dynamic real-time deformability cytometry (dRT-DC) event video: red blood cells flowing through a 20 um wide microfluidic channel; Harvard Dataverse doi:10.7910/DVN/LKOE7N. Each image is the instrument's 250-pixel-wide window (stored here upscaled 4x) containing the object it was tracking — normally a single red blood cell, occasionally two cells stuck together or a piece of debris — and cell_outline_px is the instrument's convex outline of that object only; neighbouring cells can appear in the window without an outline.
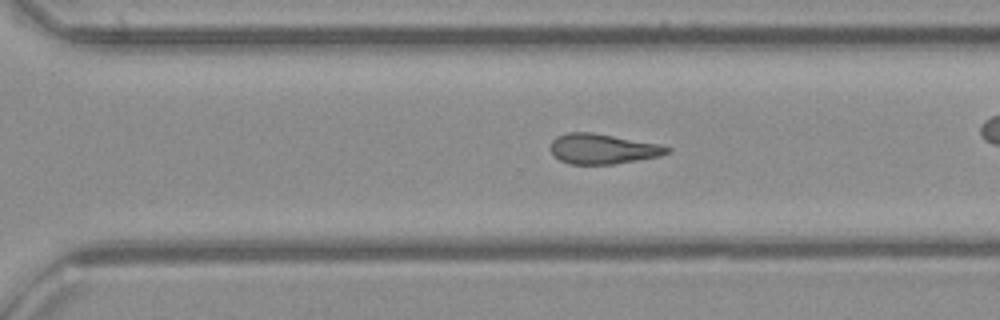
{"species": "common noctule bat (a hibernating species)", "species_latin": "Nyctalus noctula", "temperature_condition": "cold", "stored_images_in_passage": 37, "camera_frame_rate_fps": 3000, "um_per_image_px": 0.085, "animal": {"sex": "female", "body_mass_g": 21.9}, "frame": {"image": 1, "passage_image": 22, "time_ms": 7.0, "image_size_px": [1000, 320], "cell_outline_px": [[672, 152], [660, 156], [616, 164], [568, 164], [552, 156], [552, 140], [556, 136], [568, 132], [592, 132], [660, 144], [672, 148]], "centroid_in_image_um": [51.25, 12.66], "position_along_channel_um": 319.3, "area_um2": 20.63}}